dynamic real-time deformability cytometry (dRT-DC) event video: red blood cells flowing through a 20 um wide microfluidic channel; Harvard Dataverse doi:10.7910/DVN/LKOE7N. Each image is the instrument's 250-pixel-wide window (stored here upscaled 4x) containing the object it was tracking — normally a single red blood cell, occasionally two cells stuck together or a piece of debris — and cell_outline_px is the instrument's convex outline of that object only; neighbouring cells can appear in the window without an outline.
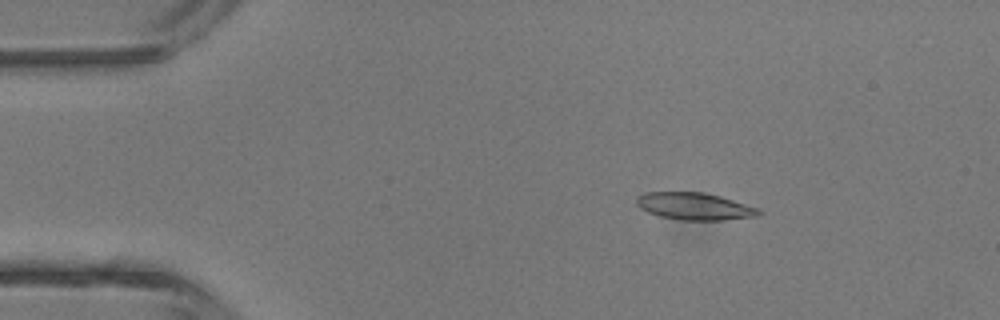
{"species": "common noctule bat (a hibernating species)", "species_latin": "Nyctalus noctula", "temperature_condition": "room temperature", "stored_images_in_passage": 5, "camera_frame_rate_fps": 3000, "um_per_image_px": 0.085, "animal": {"sex": "male", "body_mass_g": 13.3}, "frame": {"image": 1, "passage_image": 2, "time_ms": 2.0, "image_size_px": [1000, 320], "cell_outline_px": [[760, 216], [724, 220], [684, 220], [660, 216], [648, 212], [640, 208], [636, 204], [636, 196], [644, 192], [704, 192], [720, 196], [760, 208]], "centroid_in_image_um": [59.04, 17.53], "position_along_channel_um": 26.0, "area_um2": 19.48}}
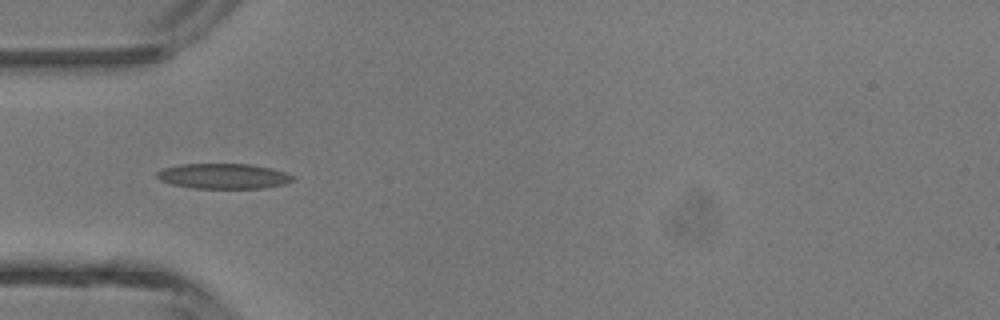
{"frame": {"image": 2, "passage_image": 4, "time_ms": 4.333, "image_size_px": [1000, 320], "cell_outline_px": [[296, 180], [284, 184], [264, 188], [192, 188], [172, 184], [160, 180], [156, 176], [156, 172], [164, 168], [180, 164], [248, 164], [272, 168], [296, 176]], "centroid_in_image_um": [19.02, 14.97], "position_along_channel_um": 66.0, "area_um2": 20.06}}
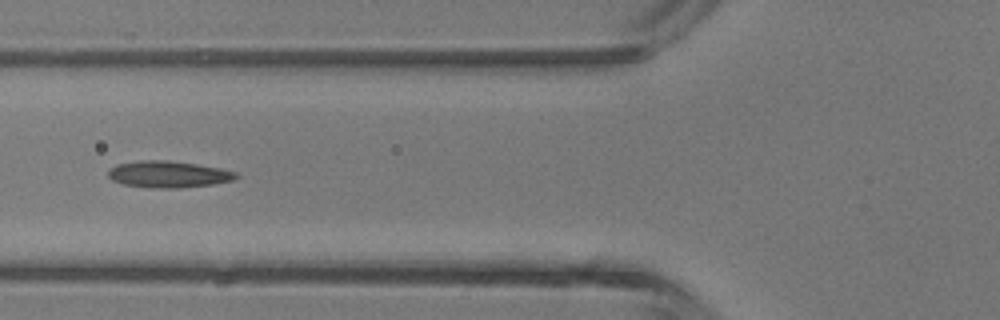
{"frame": {"image": 3, "passage_image": 5, "time_ms": 5.333, "image_size_px": [1000, 320], "cell_outline_px": [[240, 176], [232, 180], [212, 184], [176, 188], [148, 188], [124, 184], [112, 180], [108, 176], [108, 172], [116, 164], [140, 160], [168, 160], [196, 164], [220, 168], [236, 172]], "centroid_in_image_um": [14.3, 14.81], "position_along_channel_um": 111.5, "area_um2": 19.77}}